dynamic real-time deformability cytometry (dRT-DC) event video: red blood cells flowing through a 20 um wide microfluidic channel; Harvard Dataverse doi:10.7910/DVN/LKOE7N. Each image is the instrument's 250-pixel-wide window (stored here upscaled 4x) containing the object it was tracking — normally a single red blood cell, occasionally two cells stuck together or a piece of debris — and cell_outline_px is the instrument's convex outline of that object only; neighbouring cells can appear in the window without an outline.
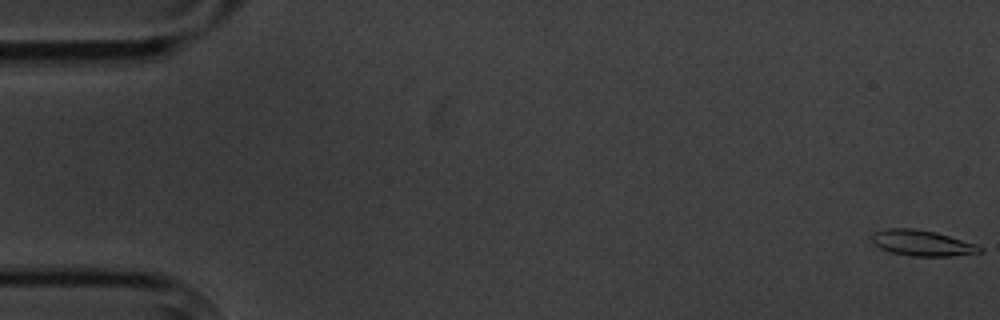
{"species": "common noctule bat (a hibernating species)", "species_latin": "Nyctalus noctula", "temperature_condition": "cold", "stored_images_in_passage": 6, "camera_frame_rate_fps": 3000, "um_per_image_px": 0.085, "animal": {"sex": "male", "body_mass_g": 20.1, "forearm_length_mm": 53.5}, "frame": {"image": 1, "passage_image": 1, "time_ms": 0.0, "image_size_px": [1000, 320], "cell_outline_px": [[984, 252], [952, 256], [908, 256], [892, 252], [880, 248], [872, 240], [872, 232], [888, 228], [912, 228], [936, 232], [976, 244], [984, 248]], "centroid_in_image_um": [78.41, 20.66], "position_along_channel_um": 6.6, "area_um2": 16.24}}
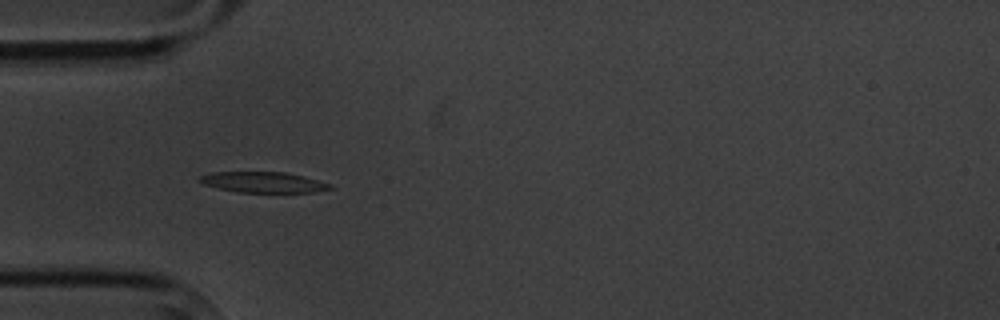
{"frame": {"image": 2, "passage_image": 5, "time_ms": 5.667, "image_size_px": [1000, 320], "cell_outline_px": [[336, 188], [312, 192], [236, 192], [204, 184], [196, 180], [200, 176], [212, 172], [284, 172], [304, 176], [332, 184]], "centroid_in_image_um": [22.41, 15.49], "position_along_channel_um": 62.6, "area_um2": 15.72}}
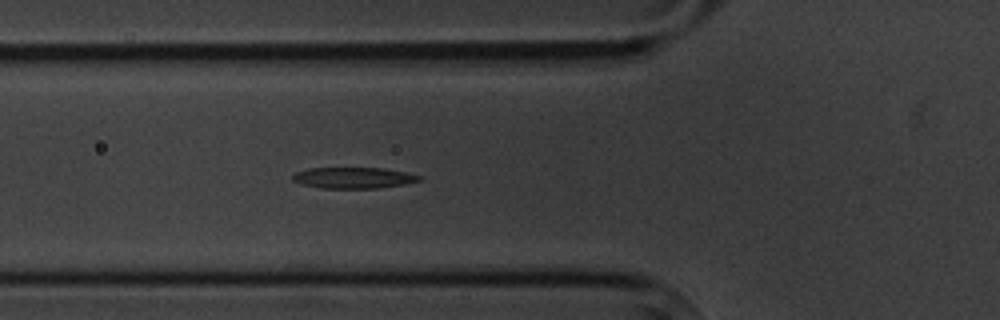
{"frame": {"image": 3, "passage_image": 6, "time_ms": 6.667, "image_size_px": [1000, 320], "cell_outline_px": [[424, 180], [404, 184], [380, 188], [324, 188], [300, 184], [292, 180], [292, 176], [296, 172], [308, 168], [384, 168], [408, 172], [424, 176]], "centroid_in_image_um": [30.12, 15.11], "position_along_channel_um": 95.7, "area_um2": 15.78}}